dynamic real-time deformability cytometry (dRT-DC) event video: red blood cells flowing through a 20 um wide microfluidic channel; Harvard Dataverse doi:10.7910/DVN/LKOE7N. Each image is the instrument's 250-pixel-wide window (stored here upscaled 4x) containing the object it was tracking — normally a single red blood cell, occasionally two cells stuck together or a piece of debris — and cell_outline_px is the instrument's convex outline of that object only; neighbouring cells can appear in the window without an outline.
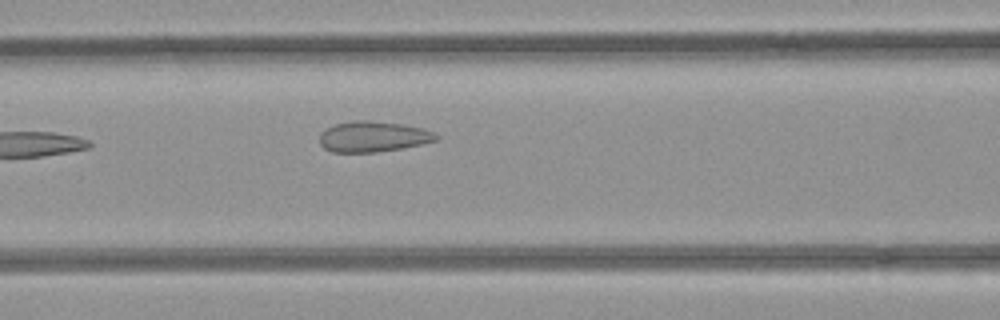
{"species": "common noctule bat (a hibernating species)", "species_latin": "Nyctalus noctula", "temperature_condition": "room temperature", "stored_images_in_passage": 6, "camera_frame_rate_fps": 3000, "um_per_image_px": 0.085, "animal": {"sex": "female", "body_mass_g": 21.9}, "frame": {"image": 1, "passage_image": 6, "time_ms": 1.667, "image_size_px": [1000, 320], "cell_outline_px": [[440, 136], [436, 140], [420, 144], [400, 148], [376, 152], [332, 152], [324, 148], [320, 144], [320, 132], [336, 124], [352, 120], [368, 120], [400, 124], [424, 128]], "centroid_in_image_um": [31.69, 11.61], "position_along_channel_um": 134.9, "area_um2": 20.63}}